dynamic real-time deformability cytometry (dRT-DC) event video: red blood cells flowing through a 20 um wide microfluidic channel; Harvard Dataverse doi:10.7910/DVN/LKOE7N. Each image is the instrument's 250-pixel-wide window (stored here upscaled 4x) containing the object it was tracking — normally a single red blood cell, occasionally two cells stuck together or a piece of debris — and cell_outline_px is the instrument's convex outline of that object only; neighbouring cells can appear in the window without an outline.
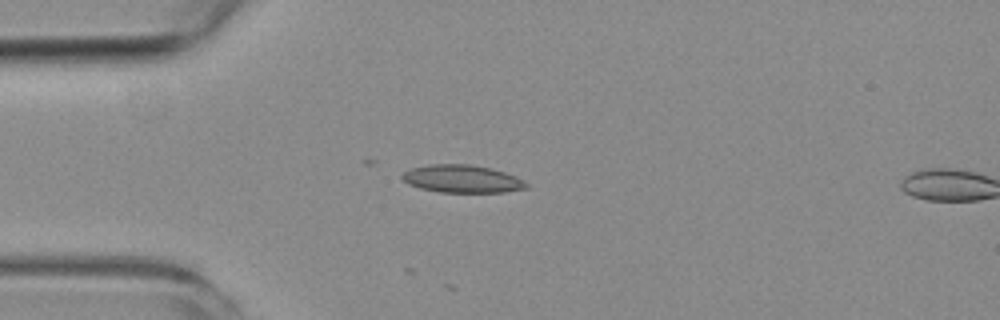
{"species": "common noctule bat (a hibernating species)", "species_latin": "Nyctalus noctula", "temperature_condition": "room temperature", "stored_images_in_passage": 3, "camera_frame_rate_fps": 3000, "um_per_image_px": 0.085, "animal": {"sex": "female", "body_mass_g": 19.3, "forearm_length_mm": 54.1}, "frame": {"image": 1, "passage_image": 3, "time_ms": 4.333, "image_size_px": [1000, 320], "cell_outline_px": [[528, 188], [504, 192], [440, 192], [420, 188], [408, 184], [400, 176], [404, 172], [412, 168], [428, 164], [468, 164], [492, 168], [516, 176], [524, 180], [528, 184]], "centroid_in_image_um": [39.29, 15.2], "position_along_channel_um": 45.7, "area_um2": 20.11}}